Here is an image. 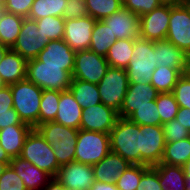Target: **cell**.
<instances>
[{
	"label": "cell",
	"instance_id": "19",
	"mask_svg": "<svg viewBox=\"0 0 190 190\" xmlns=\"http://www.w3.org/2000/svg\"><path fill=\"white\" fill-rule=\"evenodd\" d=\"M159 92L149 83H129L127 93L121 106L119 117L128 118L138 107L156 100Z\"/></svg>",
	"mask_w": 190,
	"mask_h": 190
},
{
	"label": "cell",
	"instance_id": "28",
	"mask_svg": "<svg viewBox=\"0 0 190 190\" xmlns=\"http://www.w3.org/2000/svg\"><path fill=\"white\" fill-rule=\"evenodd\" d=\"M134 39L116 40L109 48L105 58L110 67L126 69L133 54Z\"/></svg>",
	"mask_w": 190,
	"mask_h": 190
},
{
	"label": "cell",
	"instance_id": "15",
	"mask_svg": "<svg viewBox=\"0 0 190 190\" xmlns=\"http://www.w3.org/2000/svg\"><path fill=\"white\" fill-rule=\"evenodd\" d=\"M56 179L67 190H90L95 182L93 167L75 161L60 166Z\"/></svg>",
	"mask_w": 190,
	"mask_h": 190
},
{
	"label": "cell",
	"instance_id": "18",
	"mask_svg": "<svg viewBox=\"0 0 190 190\" xmlns=\"http://www.w3.org/2000/svg\"><path fill=\"white\" fill-rule=\"evenodd\" d=\"M102 21L109 26L117 40L139 37V16L124 6L111 16L102 19Z\"/></svg>",
	"mask_w": 190,
	"mask_h": 190
},
{
	"label": "cell",
	"instance_id": "56",
	"mask_svg": "<svg viewBox=\"0 0 190 190\" xmlns=\"http://www.w3.org/2000/svg\"><path fill=\"white\" fill-rule=\"evenodd\" d=\"M165 2L183 3V0H164Z\"/></svg>",
	"mask_w": 190,
	"mask_h": 190
},
{
	"label": "cell",
	"instance_id": "30",
	"mask_svg": "<svg viewBox=\"0 0 190 190\" xmlns=\"http://www.w3.org/2000/svg\"><path fill=\"white\" fill-rule=\"evenodd\" d=\"M190 158V137L165 144L160 163L183 166Z\"/></svg>",
	"mask_w": 190,
	"mask_h": 190
},
{
	"label": "cell",
	"instance_id": "36",
	"mask_svg": "<svg viewBox=\"0 0 190 190\" xmlns=\"http://www.w3.org/2000/svg\"><path fill=\"white\" fill-rule=\"evenodd\" d=\"M128 119L138 125H162L156 100H153L142 107H138Z\"/></svg>",
	"mask_w": 190,
	"mask_h": 190
},
{
	"label": "cell",
	"instance_id": "8",
	"mask_svg": "<svg viewBox=\"0 0 190 190\" xmlns=\"http://www.w3.org/2000/svg\"><path fill=\"white\" fill-rule=\"evenodd\" d=\"M128 85L126 69L109 67L104 77L97 84L101 103L119 112Z\"/></svg>",
	"mask_w": 190,
	"mask_h": 190
},
{
	"label": "cell",
	"instance_id": "57",
	"mask_svg": "<svg viewBox=\"0 0 190 190\" xmlns=\"http://www.w3.org/2000/svg\"><path fill=\"white\" fill-rule=\"evenodd\" d=\"M4 12H5L4 6H0V20H1L2 16H3Z\"/></svg>",
	"mask_w": 190,
	"mask_h": 190
},
{
	"label": "cell",
	"instance_id": "50",
	"mask_svg": "<svg viewBox=\"0 0 190 190\" xmlns=\"http://www.w3.org/2000/svg\"><path fill=\"white\" fill-rule=\"evenodd\" d=\"M90 190H119L115 183H102L95 181Z\"/></svg>",
	"mask_w": 190,
	"mask_h": 190
},
{
	"label": "cell",
	"instance_id": "47",
	"mask_svg": "<svg viewBox=\"0 0 190 190\" xmlns=\"http://www.w3.org/2000/svg\"><path fill=\"white\" fill-rule=\"evenodd\" d=\"M13 108V98L10 86H4L0 88V114L10 113V109Z\"/></svg>",
	"mask_w": 190,
	"mask_h": 190
},
{
	"label": "cell",
	"instance_id": "29",
	"mask_svg": "<svg viewBox=\"0 0 190 190\" xmlns=\"http://www.w3.org/2000/svg\"><path fill=\"white\" fill-rule=\"evenodd\" d=\"M116 40L117 37L113 36L109 26H107L102 20H96L89 49L94 53L105 57L110 46Z\"/></svg>",
	"mask_w": 190,
	"mask_h": 190
},
{
	"label": "cell",
	"instance_id": "14",
	"mask_svg": "<svg viewBox=\"0 0 190 190\" xmlns=\"http://www.w3.org/2000/svg\"><path fill=\"white\" fill-rule=\"evenodd\" d=\"M119 113L103 103L82 109L80 129L109 134Z\"/></svg>",
	"mask_w": 190,
	"mask_h": 190
},
{
	"label": "cell",
	"instance_id": "7",
	"mask_svg": "<svg viewBox=\"0 0 190 190\" xmlns=\"http://www.w3.org/2000/svg\"><path fill=\"white\" fill-rule=\"evenodd\" d=\"M109 134L79 129L75 162L95 165L110 152Z\"/></svg>",
	"mask_w": 190,
	"mask_h": 190
},
{
	"label": "cell",
	"instance_id": "2",
	"mask_svg": "<svg viewBox=\"0 0 190 190\" xmlns=\"http://www.w3.org/2000/svg\"><path fill=\"white\" fill-rule=\"evenodd\" d=\"M36 129L51 145L60 166L74 162L79 129L70 128L54 121L44 122Z\"/></svg>",
	"mask_w": 190,
	"mask_h": 190
},
{
	"label": "cell",
	"instance_id": "5",
	"mask_svg": "<svg viewBox=\"0 0 190 190\" xmlns=\"http://www.w3.org/2000/svg\"><path fill=\"white\" fill-rule=\"evenodd\" d=\"M157 67L154 41L141 37L134 39L133 54L126 68L129 83H149Z\"/></svg>",
	"mask_w": 190,
	"mask_h": 190
},
{
	"label": "cell",
	"instance_id": "42",
	"mask_svg": "<svg viewBox=\"0 0 190 190\" xmlns=\"http://www.w3.org/2000/svg\"><path fill=\"white\" fill-rule=\"evenodd\" d=\"M165 142H175L190 137V131L176 119L162 125Z\"/></svg>",
	"mask_w": 190,
	"mask_h": 190
},
{
	"label": "cell",
	"instance_id": "38",
	"mask_svg": "<svg viewBox=\"0 0 190 190\" xmlns=\"http://www.w3.org/2000/svg\"><path fill=\"white\" fill-rule=\"evenodd\" d=\"M156 105L160 115L162 125L175 119L179 105L172 92L159 93L156 98Z\"/></svg>",
	"mask_w": 190,
	"mask_h": 190
},
{
	"label": "cell",
	"instance_id": "33",
	"mask_svg": "<svg viewBox=\"0 0 190 190\" xmlns=\"http://www.w3.org/2000/svg\"><path fill=\"white\" fill-rule=\"evenodd\" d=\"M67 0H34L28 18L38 20L46 16L62 17Z\"/></svg>",
	"mask_w": 190,
	"mask_h": 190
},
{
	"label": "cell",
	"instance_id": "23",
	"mask_svg": "<svg viewBox=\"0 0 190 190\" xmlns=\"http://www.w3.org/2000/svg\"><path fill=\"white\" fill-rule=\"evenodd\" d=\"M27 60L11 48L0 62V78L9 86L26 79Z\"/></svg>",
	"mask_w": 190,
	"mask_h": 190
},
{
	"label": "cell",
	"instance_id": "59",
	"mask_svg": "<svg viewBox=\"0 0 190 190\" xmlns=\"http://www.w3.org/2000/svg\"><path fill=\"white\" fill-rule=\"evenodd\" d=\"M5 85H4V83H3V81L1 80V78H0V88H2V87H4Z\"/></svg>",
	"mask_w": 190,
	"mask_h": 190
},
{
	"label": "cell",
	"instance_id": "31",
	"mask_svg": "<svg viewBox=\"0 0 190 190\" xmlns=\"http://www.w3.org/2000/svg\"><path fill=\"white\" fill-rule=\"evenodd\" d=\"M187 72L188 70L157 66L152 74L150 83L159 93L172 92L178 79Z\"/></svg>",
	"mask_w": 190,
	"mask_h": 190
},
{
	"label": "cell",
	"instance_id": "44",
	"mask_svg": "<svg viewBox=\"0 0 190 190\" xmlns=\"http://www.w3.org/2000/svg\"><path fill=\"white\" fill-rule=\"evenodd\" d=\"M136 190H162L158 172L153 166H149L143 172Z\"/></svg>",
	"mask_w": 190,
	"mask_h": 190
},
{
	"label": "cell",
	"instance_id": "13",
	"mask_svg": "<svg viewBox=\"0 0 190 190\" xmlns=\"http://www.w3.org/2000/svg\"><path fill=\"white\" fill-rule=\"evenodd\" d=\"M142 132L141 165H158L163 157L165 136L162 125H140Z\"/></svg>",
	"mask_w": 190,
	"mask_h": 190
},
{
	"label": "cell",
	"instance_id": "32",
	"mask_svg": "<svg viewBox=\"0 0 190 190\" xmlns=\"http://www.w3.org/2000/svg\"><path fill=\"white\" fill-rule=\"evenodd\" d=\"M24 17L4 12L0 20V43L12 48L20 33Z\"/></svg>",
	"mask_w": 190,
	"mask_h": 190
},
{
	"label": "cell",
	"instance_id": "45",
	"mask_svg": "<svg viewBox=\"0 0 190 190\" xmlns=\"http://www.w3.org/2000/svg\"><path fill=\"white\" fill-rule=\"evenodd\" d=\"M87 6L85 0H72L67 2V6L63 13L64 20L78 19L84 16H88Z\"/></svg>",
	"mask_w": 190,
	"mask_h": 190
},
{
	"label": "cell",
	"instance_id": "41",
	"mask_svg": "<svg viewBox=\"0 0 190 190\" xmlns=\"http://www.w3.org/2000/svg\"><path fill=\"white\" fill-rule=\"evenodd\" d=\"M164 0H123V6L139 17L164 4Z\"/></svg>",
	"mask_w": 190,
	"mask_h": 190
},
{
	"label": "cell",
	"instance_id": "26",
	"mask_svg": "<svg viewBox=\"0 0 190 190\" xmlns=\"http://www.w3.org/2000/svg\"><path fill=\"white\" fill-rule=\"evenodd\" d=\"M153 167L158 172L162 190H186V176L182 166L159 163Z\"/></svg>",
	"mask_w": 190,
	"mask_h": 190
},
{
	"label": "cell",
	"instance_id": "51",
	"mask_svg": "<svg viewBox=\"0 0 190 190\" xmlns=\"http://www.w3.org/2000/svg\"><path fill=\"white\" fill-rule=\"evenodd\" d=\"M42 190H67L57 179L52 177Z\"/></svg>",
	"mask_w": 190,
	"mask_h": 190
},
{
	"label": "cell",
	"instance_id": "3",
	"mask_svg": "<svg viewBox=\"0 0 190 190\" xmlns=\"http://www.w3.org/2000/svg\"><path fill=\"white\" fill-rule=\"evenodd\" d=\"M9 86L12 91L13 108L20 119L32 128H36L39 125V110L43 90L27 79Z\"/></svg>",
	"mask_w": 190,
	"mask_h": 190
},
{
	"label": "cell",
	"instance_id": "35",
	"mask_svg": "<svg viewBox=\"0 0 190 190\" xmlns=\"http://www.w3.org/2000/svg\"><path fill=\"white\" fill-rule=\"evenodd\" d=\"M89 16L102 20L111 16L123 6V0H85Z\"/></svg>",
	"mask_w": 190,
	"mask_h": 190
},
{
	"label": "cell",
	"instance_id": "10",
	"mask_svg": "<svg viewBox=\"0 0 190 190\" xmlns=\"http://www.w3.org/2000/svg\"><path fill=\"white\" fill-rule=\"evenodd\" d=\"M49 42L50 39L38 29L36 20L26 17L11 49L28 61L37 58Z\"/></svg>",
	"mask_w": 190,
	"mask_h": 190
},
{
	"label": "cell",
	"instance_id": "12",
	"mask_svg": "<svg viewBox=\"0 0 190 190\" xmlns=\"http://www.w3.org/2000/svg\"><path fill=\"white\" fill-rule=\"evenodd\" d=\"M170 2L139 17V37L147 40H164L168 33Z\"/></svg>",
	"mask_w": 190,
	"mask_h": 190
},
{
	"label": "cell",
	"instance_id": "20",
	"mask_svg": "<svg viewBox=\"0 0 190 190\" xmlns=\"http://www.w3.org/2000/svg\"><path fill=\"white\" fill-rule=\"evenodd\" d=\"M154 53L157 66H165L176 70L189 69L190 55L167 39L154 41Z\"/></svg>",
	"mask_w": 190,
	"mask_h": 190
},
{
	"label": "cell",
	"instance_id": "52",
	"mask_svg": "<svg viewBox=\"0 0 190 190\" xmlns=\"http://www.w3.org/2000/svg\"><path fill=\"white\" fill-rule=\"evenodd\" d=\"M184 169V173L186 176V190H190V158L187 160V162L182 166Z\"/></svg>",
	"mask_w": 190,
	"mask_h": 190
},
{
	"label": "cell",
	"instance_id": "17",
	"mask_svg": "<svg viewBox=\"0 0 190 190\" xmlns=\"http://www.w3.org/2000/svg\"><path fill=\"white\" fill-rule=\"evenodd\" d=\"M76 52L63 40H52L39 53L37 59L41 66H64V70L73 73Z\"/></svg>",
	"mask_w": 190,
	"mask_h": 190
},
{
	"label": "cell",
	"instance_id": "58",
	"mask_svg": "<svg viewBox=\"0 0 190 190\" xmlns=\"http://www.w3.org/2000/svg\"><path fill=\"white\" fill-rule=\"evenodd\" d=\"M6 3V0H0V6H4Z\"/></svg>",
	"mask_w": 190,
	"mask_h": 190
},
{
	"label": "cell",
	"instance_id": "25",
	"mask_svg": "<svg viewBox=\"0 0 190 190\" xmlns=\"http://www.w3.org/2000/svg\"><path fill=\"white\" fill-rule=\"evenodd\" d=\"M31 129L30 125H10L0 130V145L11 158L20 156Z\"/></svg>",
	"mask_w": 190,
	"mask_h": 190
},
{
	"label": "cell",
	"instance_id": "54",
	"mask_svg": "<svg viewBox=\"0 0 190 190\" xmlns=\"http://www.w3.org/2000/svg\"><path fill=\"white\" fill-rule=\"evenodd\" d=\"M9 49H10L9 47H7L6 45H3L2 43H0V62L2 61L3 57L5 56L6 52Z\"/></svg>",
	"mask_w": 190,
	"mask_h": 190
},
{
	"label": "cell",
	"instance_id": "49",
	"mask_svg": "<svg viewBox=\"0 0 190 190\" xmlns=\"http://www.w3.org/2000/svg\"><path fill=\"white\" fill-rule=\"evenodd\" d=\"M175 119L190 131V109L179 107Z\"/></svg>",
	"mask_w": 190,
	"mask_h": 190
},
{
	"label": "cell",
	"instance_id": "27",
	"mask_svg": "<svg viewBox=\"0 0 190 190\" xmlns=\"http://www.w3.org/2000/svg\"><path fill=\"white\" fill-rule=\"evenodd\" d=\"M69 90L82 109L101 103L97 84L72 79Z\"/></svg>",
	"mask_w": 190,
	"mask_h": 190
},
{
	"label": "cell",
	"instance_id": "46",
	"mask_svg": "<svg viewBox=\"0 0 190 190\" xmlns=\"http://www.w3.org/2000/svg\"><path fill=\"white\" fill-rule=\"evenodd\" d=\"M34 0H6L5 11L24 18L28 17Z\"/></svg>",
	"mask_w": 190,
	"mask_h": 190
},
{
	"label": "cell",
	"instance_id": "39",
	"mask_svg": "<svg viewBox=\"0 0 190 190\" xmlns=\"http://www.w3.org/2000/svg\"><path fill=\"white\" fill-rule=\"evenodd\" d=\"M147 165H131L116 180L115 184L119 190H136L143 172Z\"/></svg>",
	"mask_w": 190,
	"mask_h": 190
},
{
	"label": "cell",
	"instance_id": "16",
	"mask_svg": "<svg viewBox=\"0 0 190 190\" xmlns=\"http://www.w3.org/2000/svg\"><path fill=\"white\" fill-rule=\"evenodd\" d=\"M95 23L96 20L89 15L65 20L63 40L75 52L89 49Z\"/></svg>",
	"mask_w": 190,
	"mask_h": 190
},
{
	"label": "cell",
	"instance_id": "40",
	"mask_svg": "<svg viewBox=\"0 0 190 190\" xmlns=\"http://www.w3.org/2000/svg\"><path fill=\"white\" fill-rule=\"evenodd\" d=\"M172 93L179 107L190 109V74L188 72L178 79Z\"/></svg>",
	"mask_w": 190,
	"mask_h": 190
},
{
	"label": "cell",
	"instance_id": "37",
	"mask_svg": "<svg viewBox=\"0 0 190 190\" xmlns=\"http://www.w3.org/2000/svg\"><path fill=\"white\" fill-rule=\"evenodd\" d=\"M38 29L50 41L63 39L65 20L63 17L46 16L36 20Z\"/></svg>",
	"mask_w": 190,
	"mask_h": 190
},
{
	"label": "cell",
	"instance_id": "55",
	"mask_svg": "<svg viewBox=\"0 0 190 190\" xmlns=\"http://www.w3.org/2000/svg\"><path fill=\"white\" fill-rule=\"evenodd\" d=\"M8 165H10V162H0V177L2 176Z\"/></svg>",
	"mask_w": 190,
	"mask_h": 190
},
{
	"label": "cell",
	"instance_id": "4",
	"mask_svg": "<svg viewBox=\"0 0 190 190\" xmlns=\"http://www.w3.org/2000/svg\"><path fill=\"white\" fill-rule=\"evenodd\" d=\"M20 157L28 160L39 169L56 177L60 165L51 145L36 128H32L25 138Z\"/></svg>",
	"mask_w": 190,
	"mask_h": 190
},
{
	"label": "cell",
	"instance_id": "43",
	"mask_svg": "<svg viewBox=\"0 0 190 190\" xmlns=\"http://www.w3.org/2000/svg\"><path fill=\"white\" fill-rule=\"evenodd\" d=\"M0 190H28L23 180L11 165H8L0 177Z\"/></svg>",
	"mask_w": 190,
	"mask_h": 190
},
{
	"label": "cell",
	"instance_id": "24",
	"mask_svg": "<svg viewBox=\"0 0 190 190\" xmlns=\"http://www.w3.org/2000/svg\"><path fill=\"white\" fill-rule=\"evenodd\" d=\"M82 107L70 90L60 91L58 112L54 122L70 128L80 129Z\"/></svg>",
	"mask_w": 190,
	"mask_h": 190
},
{
	"label": "cell",
	"instance_id": "11",
	"mask_svg": "<svg viewBox=\"0 0 190 190\" xmlns=\"http://www.w3.org/2000/svg\"><path fill=\"white\" fill-rule=\"evenodd\" d=\"M165 39L190 55V8L187 5L170 2V20Z\"/></svg>",
	"mask_w": 190,
	"mask_h": 190
},
{
	"label": "cell",
	"instance_id": "53",
	"mask_svg": "<svg viewBox=\"0 0 190 190\" xmlns=\"http://www.w3.org/2000/svg\"><path fill=\"white\" fill-rule=\"evenodd\" d=\"M12 158L5 152V150L0 145V162H10Z\"/></svg>",
	"mask_w": 190,
	"mask_h": 190
},
{
	"label": "cell",
	"instance_id": "6",
	"mask_svg": "<svg viewBox=\"0 0 190 190\" xmlns=\"http://www.w3.org/2000/svg\"><path fill=\"white\" fill-rule=\"evenodd\" d=\"M26 79L42 90L66 91L73 77L64 66H41V61L35 58L27 61Z\"/></svg>",
	"mask_w": 190,
	"mask_h": 190
},
{
	"label": "cell",
	"instance_id": "60",
	"mask_svg": "<svg viewBox=\"0 0 190 190\" xmlns=\"http://www.w3.org/2000/svg\"><path fill=\"white\" fill-rule=\"evenodd\" d=\"M183 4H190V0H183Z\"/></svg>",
	"mask_w": 190,
	"mask_h": 190
},
{
	"label": "cell",
	"instance_id": "9",
	"mask_svg": "<svg viewBox=\"0 0 190 190\" xmlns=\"http://www.w3.org/2000/svg\"><path fill=\"white\" fill-rule=\"evenodd\" d=\"M109 63L104 56L92 50L76 51L72 77L82 81L98 84L106 74Z\"/></svg>",
	"mask_w": 190,
	"mask_h": 190
},
{
	"label": "cell",
	"instance_id": "1",
	"mask_svg": "<svg viewBox=\"0 0 190 190\" xmlns=\"http://www.w3.org/2000/svg\"><path fill=\"white\" fill-rule=\"evenodd\" d=\"M110 150L122 156L131 165H141L142 132L140 125L119 117L109 133Z\"/></svg>",
	"mask_w": 190,
	"mask_h": 190
},
{
	"label": "cell",
	"instance_id": "34",
	"mask_svg": "<svg viewBox=\"0 0 190 190\" xmlns=\"http://www.w3.org/2000/svg\"><path fill=\"white\" fill-rule=\"evenodd\" d=\"M60 91L43 90L39 110V125L54 121L58 112Z\"/></svg>",
	"mask_w": 190,
	"mask_h": 190
},
{
	"label": "cell",
	"instance_id": "48",
	"mask_svg": "<svg viewBox=\"0 0 190 190\" xmlns=\"http://www.w3.org/2000/svg\"><path fill=\"white\" fill-rule=\"evenodd\" d=\"M10 125H29L24 123L14 108L10 109V113L0 114V130Z\"/></svg>",
	"mask_w": 190,
	"mask_h": 190
},
{
	"label": "cell",
	"instance_id": "22",
	"mask_svg": "<svg viewBox=\"0 0 190 190\" xmlns=\"http://www.w3.org/2000/svg\"><path fill=\"white\" fill-rule=\"evenodd\" d=\"M131 164L117 153L110 151L102 160L93 165L95 181L115 183Z\"/></svg>",
	"mask_w": 190,
	"mask_h": 190
},
{
	"label": "cell",
	"instance_id": "21",
	"mask_svg": "<svg viewBox=\"0 0 190 190\" xmlns=\"http://www.w3.org/2000/svg\"><path fill=\"white\" fill-rule=\"evenodd\" d=\"M10 165L23 180L28 190H42L52 178L48 173L20 156L13 157Z\"/></svg>",
	"mask_w": 190,
	"mask_h": 190
}]
</instances>
